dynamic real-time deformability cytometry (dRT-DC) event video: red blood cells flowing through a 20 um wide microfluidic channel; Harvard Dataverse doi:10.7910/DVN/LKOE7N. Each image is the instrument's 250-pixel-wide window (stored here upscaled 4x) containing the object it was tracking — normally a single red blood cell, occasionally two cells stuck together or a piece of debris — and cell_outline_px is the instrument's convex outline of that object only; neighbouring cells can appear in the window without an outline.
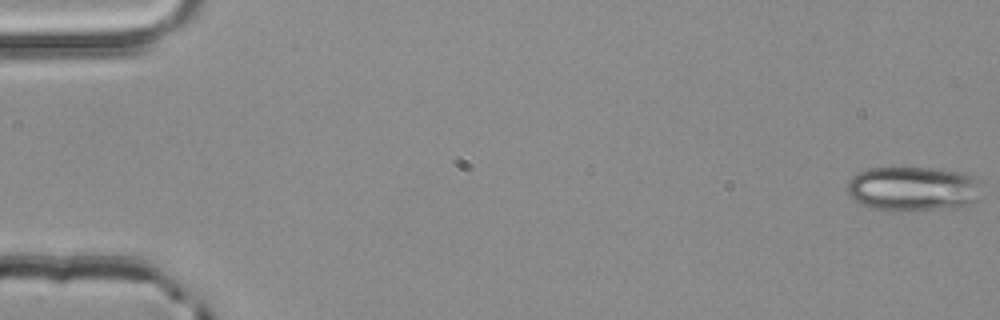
{"species": "common noctule bat (a hibernating species)", "species_latin": "Nyctalus noctula", "temperature_condition": "room temperature", "stored_images_in_passage": 4, "camera_frame_rate_fps": 3000, "um_per_image_px": 0.085, "animal": {"sex": "male", "body_mass_g": 20.4}, "frame": {"image": 1, "passage_image": 1, "time_ms": 0.0, "image_size_px": [1000, 320], "cell_outline_px": [[980, 180], [976, 200], [964, 208], [900, 212], [872, 208], [860, 204], [848, 192], [848, 180], [852, 176], [868, 168], [940, 168], [964, 172], [976, 176]], "centroid_in_image_um": [77.66, 16.06], "position_along_channel_um": 7.3, "area_um2": 35.66}}